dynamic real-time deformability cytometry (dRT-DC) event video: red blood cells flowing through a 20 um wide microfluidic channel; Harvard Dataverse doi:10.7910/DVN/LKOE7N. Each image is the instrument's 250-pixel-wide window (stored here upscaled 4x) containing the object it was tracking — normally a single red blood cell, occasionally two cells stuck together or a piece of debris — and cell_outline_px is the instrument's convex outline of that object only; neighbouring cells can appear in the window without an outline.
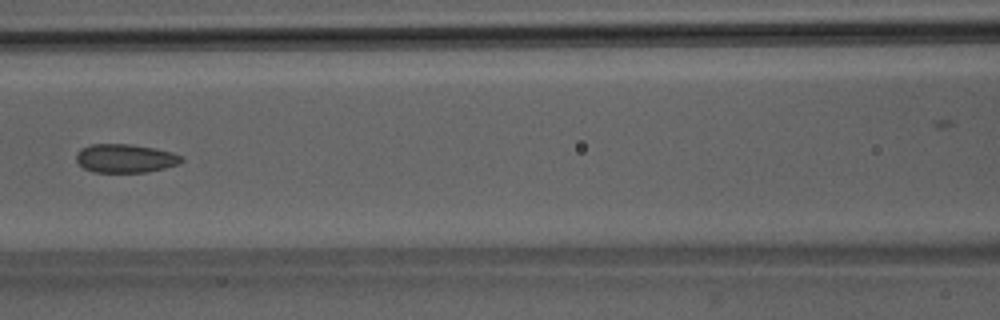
{"species": "Egyptian fruit bat (a non-hibernating species)", "species_latin": "Rousettus aegyptiacus", "temperature_condition": "room temperature", "stored_images_in_passage": 5, "camera_frame_rate_fps": 3000, "um_per_image_px": 0.085, "animal": {"sex": "male"}, "frame": {"image": 1, "passage_image": 4, "time_ms": 3.667, "image_size_px": [1000, 320], "cell_outline_px": [[184, 160], [180, 164], [148, 172], [92, 172], [84, 168], [76, 160], [76, 156], [80, 148], [92, 144], [132, 144], [156, 148], [172, 152], [184, 156]], "centroid_in_image_um": [10.69, 13.45], "position_along_channel_um": 155.9, "area_um2": 17.74}}